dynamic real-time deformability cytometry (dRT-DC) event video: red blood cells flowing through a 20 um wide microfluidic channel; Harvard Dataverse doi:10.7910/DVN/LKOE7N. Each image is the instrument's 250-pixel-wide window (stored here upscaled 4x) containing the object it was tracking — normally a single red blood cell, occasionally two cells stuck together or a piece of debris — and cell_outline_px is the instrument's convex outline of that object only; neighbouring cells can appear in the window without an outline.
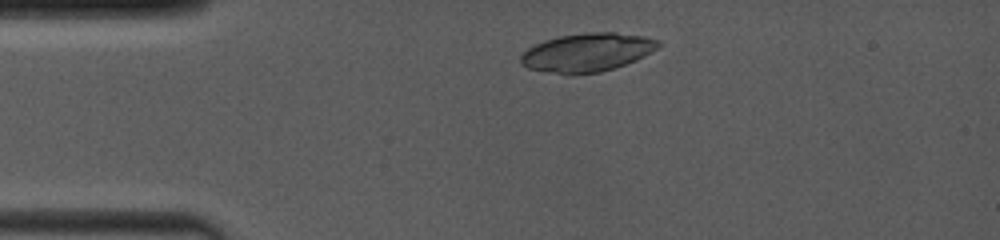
{"species": "common noctule bat (a hibernating species)", "species_latin": "Nyctalus noctula", "temperature_condition": "room temperature", "stored_images_in_passage": 6, "camera_frame_rate_fps": 4000, "um_per_image_px": 0.085, "animal": {"sex": "female", "body_mass_g": 19.0, "forearm_length_mm": 53.3}, "frame": {"image": 1, "passage_image": 3, "time_ms": 0.75, "image_size_px": [1000, 240], "cell_outline_px": [[660, 44], [656, 48], [644, 56], [636, 60], [600, 72], [572, 76], [568, 76], [528, 68], [520, 64], [520, 56], [528, 48], [544, 40], [560, 36], [588, 32], [616, 32], [644, 36], [660, 40]], "centroid_in_image_um": [49.88, 4.47], "position_along_channel_um": 35.1, "area_um2": 31.04}}